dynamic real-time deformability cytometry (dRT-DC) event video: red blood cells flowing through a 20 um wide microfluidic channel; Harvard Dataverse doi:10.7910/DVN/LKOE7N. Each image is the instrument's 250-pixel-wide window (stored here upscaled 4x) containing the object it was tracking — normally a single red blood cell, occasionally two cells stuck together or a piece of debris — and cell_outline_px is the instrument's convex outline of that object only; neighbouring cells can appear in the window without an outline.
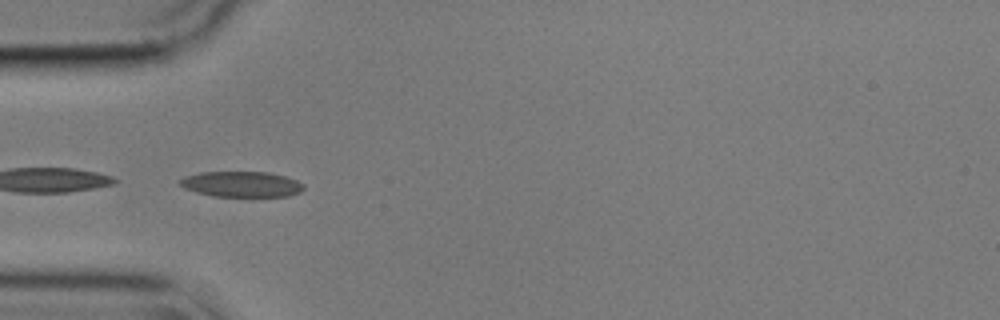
{"species": "common noctule bat (a hibernating species)", "species_latin": "Nyctalus noctula", "temperature_condition": "cold", "stored_images_in_passage": 44, "camera_frame_rate_fps": 3000, "um_per_image_px": 0.085, "animal": {"sex": "male", "body_mass_g": 17.9}, "frame": {"image": 1, "passage_image": 7, "time_ms": 2.0, "image_size_px": [1000, 320], "cell_outline_px": [[304, 188], [300, 192], [288, 196], [212, 196], [196, 192], [184, 188], [180, 184], [180, 180], [184, 176], [200, 172], [268, 172], [288, 176], [304, 184]], "centroid_in_image_um": [20.54, 15.65], "position_along_channel_um": 64.5, "area_um2": 18.5}, "authors_computed_cell_mechanics": {"area_um2": 18.9584, "velocity_mm_per_s": 3.5758, "shape_relaxation_time_tau1_ms": null, "shape_relaxation_time_tau2_ms": 1.8976, "deformation_change_tau1": null, "deformation_change_tau2": 0.0893}}